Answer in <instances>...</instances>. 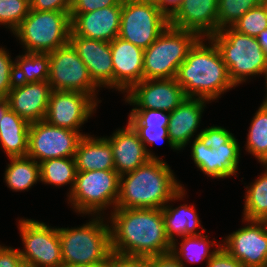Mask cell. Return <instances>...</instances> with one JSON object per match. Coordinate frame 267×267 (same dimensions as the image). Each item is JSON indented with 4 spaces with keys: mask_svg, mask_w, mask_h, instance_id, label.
I'll return each instance as SVG.
<instances>
[{
    "mask_svg": "<svg viewBox=\"0 0 267 267\" xmlns=\"http://www.w3.org/2000/svg\"><path fill=\"white\" fill-rule=\"evenodd\" d=\"M21 261L19 249L0 245V267H17Z\"/></svg>",
    "mask_w": 267,
    "mask_h": 267,
    "instance_id": "ee69618b",
    "label": "cell"
},
{
    "mask_svg": "<svg viewBox=\"0 0 267 267\" xmlns=\"http://www.w3.org/2000/svg\"><path fill=\"white\" fill-rule=\"evenodd\" d=\"M240 151L235 136L229 142L211 148H207L198 137H195L191 146V157L198 170L207 177L224 179L237 176Z\"/></svg>",
    "mask_w": 267,
    "mask_h": 267,
    "instance_id": "2e32d148",
    "label": "cell"
},
{
    "mask_svg": "<svg viewBox=\"0 0 267 267\" xmlns=\"http://www.w3.org/2000/svg\"><path fill=\"white\" fill-rule=\"evenodd\" d=\"M256 39L261 46V49L264 51V55L267 59V28L260 32Z\"/></svg>",
    "mask_w": 267,
    "mask_h": 267,
    "instance_id": "7dc6e473",
    "label": "cell"
},
{
    "mask_svg": "<svg viewBox=\"0 0 267 267\" xmlns=\"http://www.w3.org/2000/svg\"><path fill=\"white\" fill-rule=\"evenodd\" d=\"M126 94L125 102L132 106L136 105L132 110L151 109L172 112L187 98L176 78L143 79Z\"/></svg>",
    "mask_w": 267,
    "mask_h": 267,
    "instance_id": "9a60e30c",
    "label": "cell"
},
{
    "mask_svg": "<svg viewBox=\"0 0 267 267\" xmlns=\"http://www.w3.org/2000/svg\"><path fill=\"white\" fill-rule=\"evenodd\" d=\"M169 26V18L155 4L123 0L118 37L142 49L150 47Z\"/></svg>",
    "mask_w": 267,
    "mask_h": 267,
    "instance_id": "9c48e42d",
    "label": "cell"
},
{
    "mask_svg": "<svg viewBox=\"0 0 267 267\" xmlns=\"http://www.w3.org/2000/svg\"><path fill=\"white\" fill-rule=\"evenodd\" d=\"M144 3L155 4L160 8V0H138Z\"/></svg>",
    "mask_w": 267,
    "mask_h": 267,
    "instance_id": "f907efd6",
    "label": "cell"
},
{
    "mask_svg": "<svg viewBox=\"0 0 267 267\" xmlns=\"http://www.w3.org/2000/svg\"><path fill=\"white\" fill-rule=\"evenodd\" d=\"M242 220L246 225L228 234L221 246L245 267H267V221Z\"/></svg>",
    "mask_w": 267,
    "mask_h": 267,
    "instance_id": "4fadbf2b",
    "label": "cell"
},
{
    "mask_svg": "<svg viewBox=\"0 0 267 267\" xmlns=\"http://www.w3.org/2000/svg\"><path fill=\"white\" fill-rule=\"evenodd\" d=\"M97 102L79 91H51L45 121L50 125L80 132L96 111ZM95 110V111H94Z\"/></svg>",
    "mask_w": 267,
    "mask_h": 267,
    "instance_id": "5bb4252c",
    "label": "cell"
},
{
    "mask_svg": "<svg viewBox=\"0 0 267 267\" xmlns=\"http://www.w3.org/2000/svg\"><path fill=\"white\" fill-rule=\"evenodd\" d=\"M170 112L163 110H131L130 125H168Z\"/></svg>",
    "mask_w": 267,
    "mask_h": 267,
    "instance_id": "74e56055",
    "label": "cell"
},
{
    "mask_svg": "<svg viewBox=\"0 0 267 267\" xmlns=\"http://www.w3.org/2000/svg\"><path fill=\"white\" fill-rule=\"evenodd\" d=\"M207 235H197V236H185L181 237V243H177L176 239L172 243V254L179 260V262L185 267V262L189 263H198L203 260H206V263L209 259L216 253V251L221 247V244L215 243L216 240H209ZM178 244L180 247H178ZM211 252V246H216ZM184 260V261H183Z\"/></svg>",
    "mask_w": 267,
    "mask_h": 267,
    "instance_id": "83f0119b",
    "label": "cell"
},
{
    "mask_svg": "<svg viewBox=\"0 0 267 267\" xmlns=\"http://www.w3.org/2000/svg\"><path fill=\"white\" fill-rule=\"evenodd\" d=\"M199 37L189 31L168 26L144 49L143 79L176 78L179 66Z\"/></svg>",
    "mask_w": 267,
    "mask_h": 267,
    "instance_id": "ba28073f",
    "label": "cell"
},
{
    "mask_svg": "<svg viewBox=\"0 0 267 267\" xmlns=\"http://www.w3.org/2000/svg\"><path fill=\"white\" fill-rule=\"evenodd\" d=\"M266 80V82H265V86H266V92H267V78L265 79ZM266 97H265V99L263 100V104L267 107V93H266V95H265Z\"/></svg>",
    "mask_w": 267,
    "mask_h": 267,
    "instance_id": "f5cc1de1",
    "label": "cell"
},
{
    "mask_svg": "<svg viewBox=\"0 0 267 267\" xmlns=\"http://www.w3.org/2000/svg\"><path fill=\"white\" fill-rule=\"evenodd\" d=\"M51 91L48 81L15 82L6 99L9 108L31 124L45 119Z\"/></svg>",
    "mask_w": 267,
    "mask_h": 267,
    "instance_id": "44dd1931",
    "label": "cell"
},
{
    "mask_svg": "<svg viewBox=\"0 0 267 267\" xmlns=\"http://www.w3.org/2000/svg\"><path fill=\"white\" fill-rule=\"evenodd\" d=\"M87 134L50 125L45 120L30 124L27 155L37 163L74 157L79 141Z\"/></svg>",
    "mask_w": 267,
    "mask_h": 267,
    "instance_id": "7c38bea8",
    "label": "cell"
},
{
    "mask_svg": "<svg viewBox=\"0 0 267 267\" xmlns=\"http://www.w3.org/2000/svg\"><path fill=\"white\" fill-rule=\"evenodd\" d=\"M8 109H9L8 100L6 98H1L0 99V120Z\"/></svg>",
    "mask_w": 267,
    "mask_h": 267,
    "instance_id": "c3c4849f",
    "label": "cell"
},
{
    "mask_svg": "<svg viewBox=\"0 0 267 267\" xmlns=\"http://www.w3.org/2000/svg\"><path fill=\"white\" fill-rule=\"evenodd\" d=\"M119 185L120 175L115 169L77 171L73 190L67 195L68 204L80 214L105 217L104 210L110 206L116 209Z\"/></svg>",
    "mask_w": 267,
    "mask_h": 267,
    "instance_id": "52a82bcc",
    "label": "cell"
},
{
    "mask_svg": "<svg viewBox=\"0 0 267 267\" xmlns=\"http://www.w3.org/2000/svg\"><path fill=\"white\" fill-rule=\"evenodd\" d=\"M15 82L32 83L48 81L49 54L25 52L15 58Z\"/></svg>",
    "mask_w": 267,
    "mask_h": 267,
    "instance_id": "f1b7e54d",
    "label": "cell"
},
{
    "mask_svg": "<svg viewBox=\"0 0 267 267\" xmlns=\"http://www.w3.org/2000/svg\"><path fill=\"white\" fill-rule=\"evenodd\" d=\"M150 259L151 267H183L172 252L163 255L150 256Z\"/></svg>",
    "mask_w": 267,
    "mask_h": 267,
    "instance_id": "f6af8a7d",
    "label": "cell"
},
{
    "mask_svg": "<svg viewBox=\"0 0 267 267\" xmlns=\"http://www.w3.org/2000/svg\"><path fill=\"white\" fill-rule=\"evenodd\" d=\"M76 173L74 157L48 159L40 163V182L56 187L69 184L71 188L68 195L73 190Z\"/></svg>",
    "mask_w": 267,
    "mask_h": 267,
    "instance_id": "f546056e",
    "label": "cell"
},
{
    "mask_svg": "<svg viewBox=\"0 0 267 267\" xmlns=\"http://www.w3.org/2000/svg\"><path fill=\"white\" fill-rule=\"evenodd\" d=\"M262 0H218V31L232 27L246 12Z\"/></svg>",
    "mask_w": 267,
    "mask_h": 267,
    "instance_id": "d6a6232c",
    "label": "cell"
},
{
    "mask_svg": "<svg viewBox=\"0 0 267 267\" xmlns=\"http://www.w3.org/2000/svg\"><path fill=\"white\" fill-rule=\"evenodd\" d=\"M121 13L122 2L88 13H70V36L111 42L119 35Z\"/></svg>",
    "mask_w": 267,
    "mask_h": 267,
    "instance_id": "e0dca14e",
    "label": "cell"
},
{
    "mask_svg": "<svg viewBox=\"0 0 267 267\" xmlns=\"http://www.w3.org/2000/svg\"><path fill=\"white\" fill-rule=\"evenodd\" d=\"M73 0H32L30 9L35 11H62L70 13Z\"/></svg>",
    "mask_w": 267,
    "mask_h": 267,
    "instance_id": "b9f144b4",
    "label": "cell"
},
{
    "mask_svg": "<svg viewBox=\"0 0 267 267\" xmlns=\"http://www.w3.org/2000/svg\"><path fill=\"white\" fill-rule=\"evenodd\" d=\"M245 148L261 165L267 162V107L263 103L251 120Z\"/></svg>",
    "mask_w": 267,
    "mask_h": 267,
    "instance_id": "1f68e13d",
    "label": "cell"
},
{
    "mask_svg": "<svg viewBox=\"0 0 267 267\" xmlns=\"http://www.w3.org/2000/svg\"><path fill=\"white\" fill-rule=\"evenodd\" d=\"M9 160L4 173V181L9 189L21 192L41 181L40 164L33 158L9 157Z\"/></svg>",
    "mask_w": 267,
    "mask_h": 267,
    "instance_id": "4316f807",
    "label": "cell"
},
{
    "mask_svg": "<svg viewBox=\"0 0 267 267\" xmlns=\"http://www.w3.org/2000/svg\"><path fill=\"white\" fill-rule=\"evenodd\" d=\"M77 171L115 169L111 144L106 137L84 135L75 152Z\"/></svg>",
    "mask_w": 267,
    "mask_h": 267,
    "instance_id": "cb8c5ba5",
    "label": "cell"
},
{
    "mask_svg": "<svg viewBox=\"0 0 267 267\" xmlns=\"http://www.w3.org/2000/svg\"><path fill=\"white\" fill-rule=\"evenodd\" d=\"M18 226L24 245L19 249L22 261L37 267H59L63 263L58 227L25 218L19 220Z\"/></svg>",
    "mask_w": 267,
    "mask_h": 267,
    "instance_id": "8fae6325",
    "label": "cell"
},
{
    "mask_svg": "<svg viewBox=\"0 0 267 267\" xmlns=\"http://www.w3.org/2000/svg\"><path fill=\"white\" fill-rule=\"evenodd\" d=\"M48 54V82L52 91H79L91 96L97 103L101 102L96 95L99 87L90 78L85 63L70 43Z\"/></svg>",
    "mask_w": 267,
    "mask_h": 267,
    "instance_id": "30bf717a",
    "label": "cell"
},
{
    "mask_svg": "<svg viewBox=\"0 0 267 267\" xmlns=\"http://www.w3.org/2000/svg\"><path fill=\"white\" fill-rule=\"evenodd\" d=\"M138 133V136L147 149V153L151 159H160L152 153L147 147L154 143L167 141L169 147L173 150H178L171 142L168 134V125H131Z\"/></svg>",
    "mask_w": 267,
    "mask_h": 267,
    "instance_id": "d590c367",
    "label": "cell"
},
{
    "mask_svg": "<svg viewBox=\"0 0 267 267\" xmlns=\"http://www.w3.org/2000/svg\"><path fill=\"white\" fill-rule=\"evenodd\" d=\"M207 148L218 146L229 142L234 135L226 128L221 126H211L201 129V132L196 135Z\"/></svg>",
    "mask_w": 267,
    "mask_h": 267,
    "instance_id": "f35d334b",
    "label": "cell"
},
{
    "mask_svg": "<svg viewBox=\"0 0 267 267\" xmlns=\"http://www.w3.org/2000/svg\"><path fill=\"white\" fill-rule=\"evenodd\" d=\"M263 7L265 8L266 10V13H267V0H262V3Z\"/></svg>",
    "mask_w": 267,
    "mask_h": 267,
    "instance_id": "db71d44e",
    "label": "cell"
},
{
    "mask_svg": "<svg viewBox=\"0 0 267 267\" xmlns=\"http://www.w3.org/2000/svg\"><path fill=\"white\" fill-rule=\"evenodd\" d=\"M106 267H151L147 256H129L111 252Z\"/></svg>",
    "mask_w": 267,
    "mask_h": 267,
    "instance_id": "ab89813d",
    "label": "cell"
},
{
    "mask_svg": "<svg viewBox=\"0 0 267 267\" xmlns=\"http://www.w3.org/2000/svg\"><path fill=\"white\" fill-rule=\"evenodd\" d=\"M69 43L85 63L92 81L99 88L113 89V59L110 42L69 36Z\"/></svg>",
    "mask_w": 267,
    "mask_h": 267,
    "instance_id": "ffe728a7",
    "label": "cell"
},
{
    "mask_svg": "<svg viewBox=\"0 0 267 267\" xmlns=\"http://www.w3.org/2000/svg\"><path fill=\"white\" fill-rule=\"evenodd\" d=\"M110 223L111 250L129 256H154L171 252L162 209L116 208Z\"/></svg>",
    "mask_w": 267,
    "mask_h": 267,
    "instance_id": "6da1fadb",
    "label": "cell"
},
{
    "mask_svg": "<svg viewBox=\"0 0 267 267\" xmlns=\"http://www.w3.org/2000/svg\"><path fill=\"white\" fill-rule=\"evenodd\" d=\"M206 267H245L232 257L222 246L209 259Z\"/></svg>",
    "mask_w": 267,
    "mask_h": 267,
    "instance_id": "7bdbcfd3",
    "label": "cell"
},
{
    "mask_svg": "<svg viewBox=\"0 0 267 267\" xmlns=\"http://www.w3.org/2000/svg\"><path fill=\"white\" fill-rule=\"evenodd\" d=\"M106 138L111 144L115 171L120 176L136 170L151 159L138 133L129 123Z\"/></svg>",
    "mask_w": 267,
    "mask_h": 267,
    "instance_id": "7402d4cb",
    "label": "cell"
},
{
    "mask_svg": "<svg viewBox=\"0 0 267 267\" xmlns=\"http://www.w3.org/2000/svg\"><path fill=\"white\" fill-rule=\"evenodd\" d=\"M17 267H37L35 264H30L24 261H21V263Z\"/></svg>",
    "mask_w": 267,
    "mask_h": 267,
    "instance_id": "816d5d0a",
    "label": "cell"
},
{
    "mask_svg": "<svg viewBox=\"0 0 267 267\" xmlns=\"http://www.w3.org/2000/svg\"><path fill=\"white\" fill-rule=\"evenodd\" d=\"M184 185L161 159H150L136 170L120 176L116 208L162 209L166 203L183 200Z\"/></svg>",
    "mask_w": 267,
    "mask_h": 267,
    "instance_id": "7a4b0ae2",
    "label": "cell"
},
{
    "mask_svg": "<svg viewBox=\"0 0 267 267\" xmlns=\"http://www.w3.org/2000/svg\"><path fill=\"white\" fill-rule=\"evenodd\" d=\"M29 11L28 0H0V25L8 27L13 33Z\"/></svg>",
    "mask_w": 267,
    "mask_h": 267,
    "instance_id": "836d02e7",
    "label": "cell"
},
{
    "mask_svg": "<svg viewBox=\"0 0 267 267\" xmlns=\"http://www.w3.org/2000/svg\"><path fill=\"white\" fill-rule=\"evenodd\" d=\"M204 99L187 97L169 115L168 134L172 144L179 150L186 147L197 133L201 116L206 107Z\"/></svg>",
    "mask_w": 267,
    "mask_h": 267,
    "instance_id": "603a6c76",
    "label": "cell"
},
{
    "mask_svg": "<svg viewBox=\"0 0 267 267\" xmlns=\"http://www.w3.org/2000/svg\"><path fill=\"white\" fill-rule=\"evenodd\" d=\"M169 25L210 38L218 32V0H183L169 18Z\"/></svg>",
    "mask_w": 267,
    "mask_h": 267,
    "instance_id": "ac0fdd59",
    "label": "cell"
},
{
    "mask_svg": "<svg viewBox=\"0 0 267 267\" xmlns=\"http://www.w3.org/2000/svg\"><path fill=\"white\" fill-rule=\"evenodd\" d=\"M183 0H160V10L170 18L181 6Z\"/></svg>",
    "mask_w": 267,
    "mask_h": 267,
    "instance_id": "bcb514c9",
    "label": "cell"
},
{
    "mask_svg": "<svg viewBox=\"0 0 267 267\" xmlns=\"http://www.w3.org/2000/svg\"><path fill=\"white\" fill-rule=\"evenodd\" d=\"M70 32V13L30 9L13 34L25 52L50 53L69 43Z\"/></svg>",
    "mask_w": 267,
    "mask_h": 267,
    "instance_id": "8992f818",
    "label": "cell"
},
{
    "mask_svg": "<svg viewBox=\"0 0 267 267\" xmlns=\"http://www.w3.org/2000/svg\"><path fill=\"white\" fill-rule=\"evenodd\" d=\"M30 124L10 108L0 120V146L7 157H25Z\"/></svg>",
    "mask_w": 267,
    "mask_h": 267,
    "instance_id": "d4e9b609",
    "label": "cell"
},
{
    "mask_svg": "<svg viewBox=\"0 0 267 267\" xmlns=\"http://www.w3.org/2000/svg\"><path fill=\"white\" fill-rule=\"evenodd\" d=\"M262 166L265 172L245 187L243 219L267 221V165Z\"/></svg>",
    "mask_w": 267,
    "mask_h": 267,
    "instance_id": "4dcf8cb0",
    "label": "cell"
},
{
    "mask_svg": "<svg viewBox=\"0 0 267 267\" xmlns=\"http://www.w3.org/2000/svg\"><path fill=\"white\" fill-rule=\"evenodd\" d=\"M191 205L183 204L173 208V205L166 203L162 208L166 235L171 243L176 240L175 235L177 237L197 236L206 231L201 226V221L194 205ZM200 226L202 227V232H196Z\"/></svg>",
    "mask_w": 267,
    "mask_h": 267,
    "instance_id": "484cf974",
    "label": "cell"
},
{
    "mask_svg": "<svg viewBox=\"0 0 267 267\" xmlns=\"http://www.w3.org/2000/svg\"><path fill=\"white\" fill-rule=\"evenodd\" d=\"M93 217L79 227L58 228L63 263L106 265L108 262L112 252L109 223L102 215Z\"/></svg>",
    "mask_w": 267,
    "mask_h": 267,
    "instance_id": "277c9868",
    "label": "cell"
},
{
    "mask_svg": "<svg viewBox=\"0 0 267 267\" xmlns=\"http://www.w3.org/2000/svg\"><path fill=\"white\" fill-rule=\"evenodd\" d=\"M176 80L187 97L209 102L236 87L217 46L210 38H199L190 48L185 61L179 66Z\"/></svg>",
    "mask_w": 267,
    "mask_h": 267,
    "instance_id": "3957f363",
    "label": "cell"
},
{
    "mask_svg": "<svg viewBox=\"0 0 267 267\" xmlns=\"http://www.w3.org/2000/svg\"><path fill=\"white\" fill-rule=\"evenodd\" d=\"M6 48L0 47V97L6 98L15 83V61Z\"/></svg>",
    "mask_w": 267,
    "mask_h": 267,
    "instance_id": "8d00e7d4",
    "label": "cell"
},
{
    "mask_svg": "<svg viewBox=\"0 0 267 267\" xmlns=\"http://www.w3.org/2000/svg\"><path fill=\"white\" fill-rule=\"evenodd\" d=\"M232 28L238 33L256 38L267 28V13L263 5L250 9Z\"/></svg>",
    "mask_w": 267,
    "mask_h": 267,
    "instance_id": "e575fe53",
    "label": "cell"
},
{
    "mask_svg": "<svg viewBox=\"0 0 267 267\" xmlns=\"http://www.w3.org/2000/svg\"><path fill=\"white\" fill-rule=\"evenodd\" d=\"M59 267H106V265H79V264L62 263Z\"/></svg>",
    "mask_w": 267,
    "mask_h": 267,
    "instance_id": "681fc988",
    "label": "cell"
},
{
    "mask_svg": "<svg viewBox=\"0 0 267 267\" xmlns=\"http://www.w3.org/2000/svg\"><path fill=\"white\" fill-rule=\"evenodd\" d=\"M113 61V88L127 93L143 80L144 49L120 37L110 42Z\"/></svg>",
    "mask_w": 267,
    "mask_h": 267,
    "instance_id": "d6986e66",
    "label": "cell"
},
{
    "mask_svg": "<svg viewBox=\"0 0 267 267\" xmlns=\"http://www.w3.org/2000/svg\"><path fill=\"white\" fill-rule=\"evenodd\" d=\"M123 0H73L70 13H88L101 9L119 5Z\"/></svg>",
    "mask_w": 267,
    "mask_h": 267,
    "instance_id": "60d3db41",
    "label": "cell"
},
{
    "mask_svg": "<svg viewBox=\"0 0 267 267\" xmlns=\"http://www.w3.org/2000/svg\"><path fill=\"white\" fill-rule=\"evenodd\" d=\"M210 39L217 46L235 86L246 82L250 76L263 74L267 78V59L255 37L227 27L219 30Z\"/></svg>",
    "mask_w": 267,
    "mask_h": 267,
    "instance_id": "5b68a950",
    "label": "cell"
}]
</instances>
